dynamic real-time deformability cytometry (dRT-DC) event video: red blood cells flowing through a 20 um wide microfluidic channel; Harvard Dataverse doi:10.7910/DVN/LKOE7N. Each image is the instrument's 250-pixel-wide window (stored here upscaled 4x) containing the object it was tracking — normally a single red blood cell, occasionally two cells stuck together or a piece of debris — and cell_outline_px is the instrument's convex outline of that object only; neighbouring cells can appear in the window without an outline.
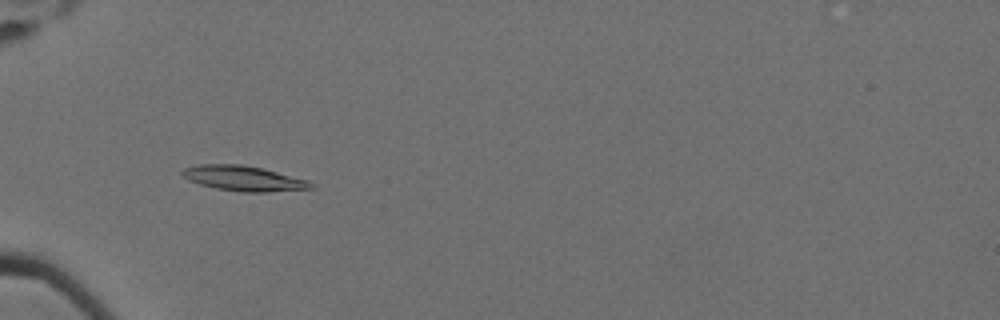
{"species": "Egyptian fruit bat (a non-hibernating species)", "species_latin": "Rousettus aegyptiacus", "temperature_condition": "cold", "stored_images_in_passage": 61, "camera_frame_rate_fps": 3000, "um_per_image_px": 0.085, "animal": {"sex": "female"}, "frame": {"image": 1, "passage_image": 22, "time_ms": 7.0, "image_size_px": [1000, 320], "cell_outline_px": [[316, 188], [268, 192], [244, 192], [216, 188], [200, 184], [188, 180], [180, 172], [184, 168], [200, 164], [240, 164], [264, 168], [308, 180], [316, 184]], "centroid_in_image_um": [20.76, 15.16], "position_along_channel_um": 64.2, "area_um2": 18.96}}
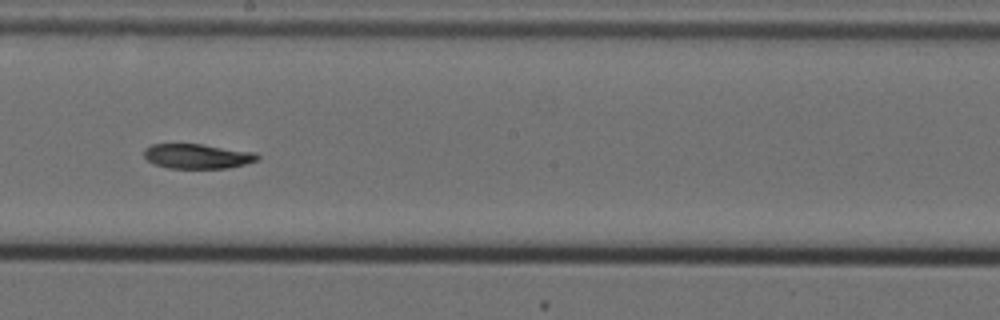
{"frame": {"image": 2, "passage_image": 37, "time_ms": 12.0, "image_size_px": [1000, 320], "cell_outline_px": [[260, 156], [256, 160], [244, 164], [228, 168], [168, 168], [152, 164], [144, 156], [144, 148], [152, 144], [200, 144], [256, 152]], "centroid_in_image_um": [16.75, 13.28], "position_along_channel_um": 231.5, "area_um2": 16.36}}
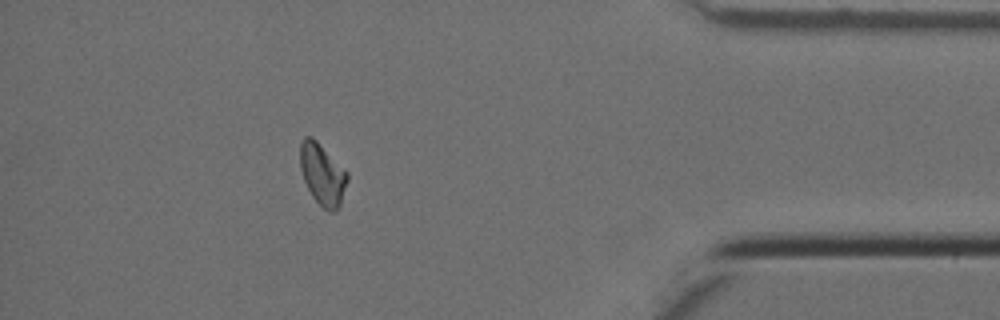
{"frame": {"image": 3, "passage_image": 55, "time_ms": 18.0, "image_size_px": [1000, 320], "cell_outline_px": [[348, 180], [340, 204], [336, 212], [328, 212], [312, 196], [304, 180], [300, 168], [300, 140], [304, 136], [312, 136], [348, 172]], "centroid_in_image_um": [27.4, 14.8], "position_along_channel_um": 407.8, "area_um2": 16.94}}